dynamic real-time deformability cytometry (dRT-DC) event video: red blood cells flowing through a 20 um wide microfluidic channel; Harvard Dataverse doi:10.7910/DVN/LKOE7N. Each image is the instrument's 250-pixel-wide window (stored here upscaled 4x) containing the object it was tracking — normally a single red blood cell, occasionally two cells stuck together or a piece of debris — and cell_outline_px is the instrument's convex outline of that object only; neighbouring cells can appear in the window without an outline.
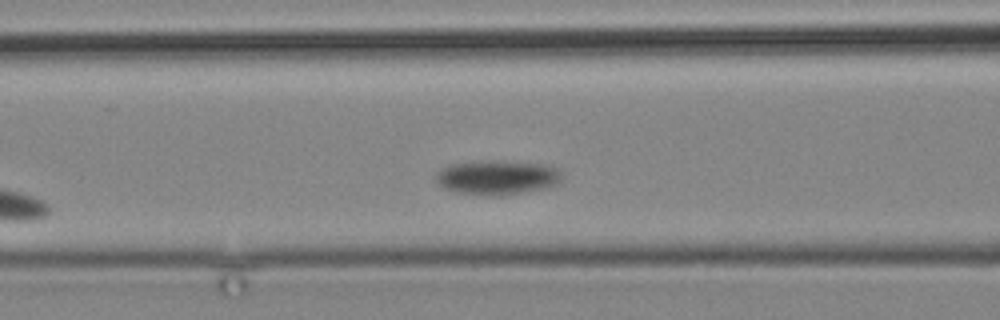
{"species": "common noctule bat (a hibernating species)", "species_latin": "Nyctalus noctula", "temperature_condition": "cold", "stored_images_in_passage": 3, "camera_frame_rate_fps": 3000, "um_per_image_px": 0.085, "animal": {"sex": "male", "body_mass_g": 19.2, "forearm_length_mm": 51.8}, "frame": {"image": 1, "passage_image": 3, "time_ms": 2.333, "image_size_px": [1000, 320], "cell_outline_px": [[560, 184], [544, 188], [500, 196], [480, 196], [452, 192], [436, 184], [436, 172], [448, 164], [492, 160], [500, 160], [544, 164], [556, 168], [560, 172]], "centroid_in_image_um": [42.2, 15.09], "position_along_channel_um": 124.4, "area_um2": 25.72}}